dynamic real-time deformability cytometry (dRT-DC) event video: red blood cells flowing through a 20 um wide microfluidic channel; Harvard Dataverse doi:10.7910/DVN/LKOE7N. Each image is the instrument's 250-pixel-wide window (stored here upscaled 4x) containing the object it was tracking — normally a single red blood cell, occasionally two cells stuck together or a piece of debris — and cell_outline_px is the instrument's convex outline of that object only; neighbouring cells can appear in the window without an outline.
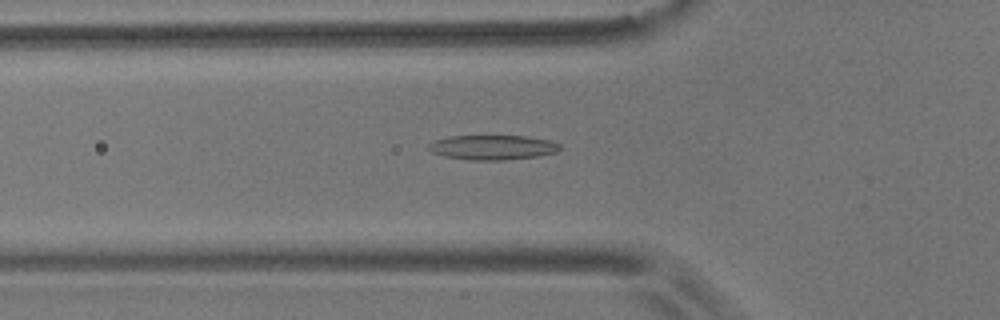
{"species": "common noctule bat (a hibernating species)", "species_latin": "Nyctalus noctula", "temperature_condition": "room temperature", "stored_images_in_passage": 55, "camera_frame_rate_fps": 3000, "um_per_image_px": 0.085, "animal": {"sex": "male", "body_mass_g": 17.9}, "frame": {"image": 1, "passage_image": 19, "time_ms": 6.0, "image_size_px": [1000, 320], "cell_outline_px": [[560, 148], [556, 152], [540, 156], [504, 160], [468, 160], [444, 156], [432, 152], [428, 148], [428, 144], [432, 140], [448, 136], [528, 136], [548, 140], [560, 144]], "centroid_in_image_um": [41.84, 12.52], "position_along_channel_um": 84.0, "area_um2": 19.02}}
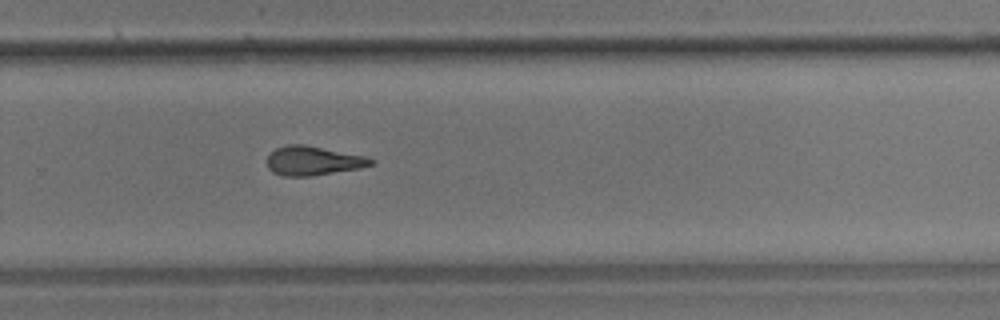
{"frame": {"image": 2, "passage_image": 37, "time_ms": 12.0, "image_size_px": [1000, 320], "cell_outline_px": [[376, 160], [372, 164], [360, 168], [312, 176], [284, 176], [272, 172], [268, 168], [268, 156], [276, 148], [288, 144], [304, 144], [364, 156]], "centroid_in_image_um": [26.6, 13.67], "position_along_channel_um": 303.2, "area_um2": 17.51}}
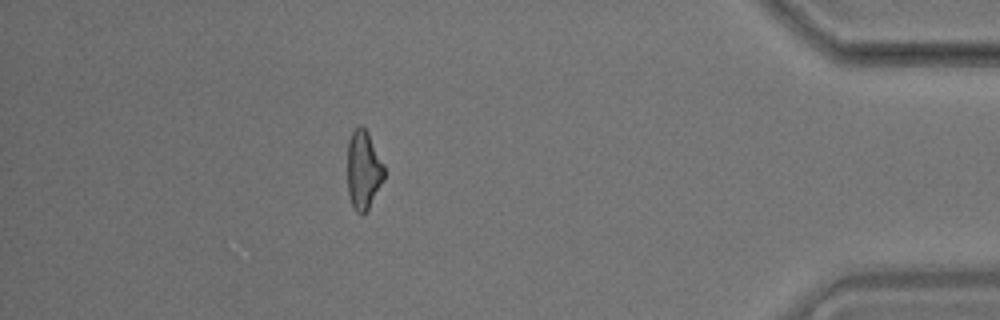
{"frame": {"image": 3, "passage_image": 49, "time_ms": 16.0, "image_size_px": [1000, 320], "cell_outline_px": [[384, 180], [368, 212], [364, 216], [356, 212], [352, 208], [348, 192], [348, 140], [352, 132], [360, 124], [368, 132], [384, 164]], "centroid_in_image_um": [30.9, 14.51], "position_along_channel_um": 404.3, "area_um2": 17.22}, "authors_computed_cell_mechanics": {"area_um2": 18.0336, "velocity_mm_per_s": 3.6452, "shape_relaxation_time_tau1_ms": 7.6908, "shape_relaxation_time_tau2_ms": 4.3196, "deformation_change_tau1": 0.1851, "deformation_change_tau2": 0.1393}}